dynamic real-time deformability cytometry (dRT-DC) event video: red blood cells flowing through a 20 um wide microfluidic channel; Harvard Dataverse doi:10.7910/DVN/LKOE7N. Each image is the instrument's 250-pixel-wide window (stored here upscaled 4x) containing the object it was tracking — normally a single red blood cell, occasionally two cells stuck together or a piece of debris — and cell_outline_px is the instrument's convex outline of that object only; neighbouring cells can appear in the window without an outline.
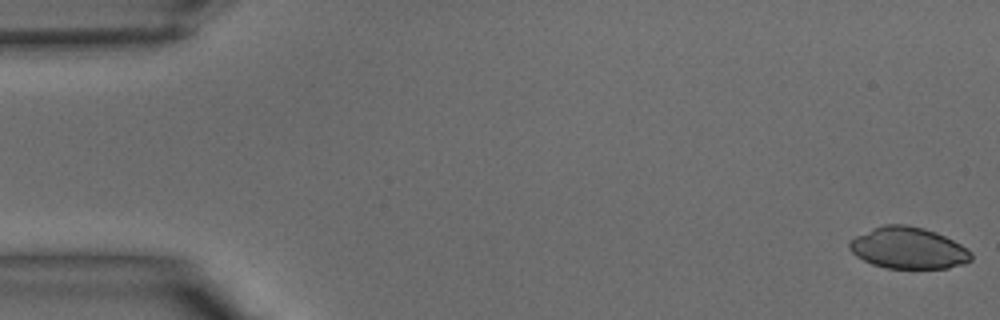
{"species": "common noctule bat (a hibernating species)", "species_latin": "Nyctalus noctula", "temperature_condition": "warm", "stored_images_in_passage": 40, "camera_frame_rate_fps": 3000, "um_per_image_px": 0.085, "animal": {"sex": "male", "body_mass_g": 15.6}, "frame": {"image": 1, "passage_image": 1, "time_ms": 0.0, "image_size_px": [1000, 320], "cell_outline_px": [[972, 260], [964, 264], [948, 268], [884, 268], [872, 264], [856, 256], [848, 248], [848, 240], [872, 228], [884, 224], [904, 224], [924, 228], [936, 232], [960, 244], [972, 252]], "centroid_in_image_um": [77.18, 21.08], "position_along_channel_um": 7.8, "area_um2": 29.59}}
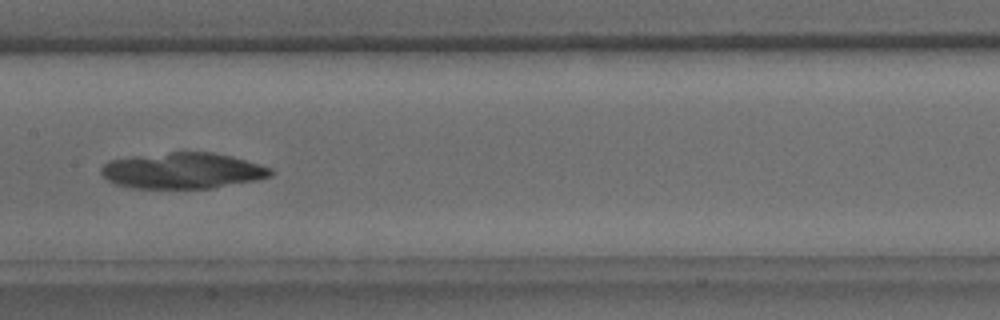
{"frame": {"image": 2, "passage_image": 20, "time_ms": 6.333, "image_size_px": [1000, 320], "cell_outline_px": [[272, 176], [256, 180], [212, 188], [132, 188], [116, 184], [108, 180], [100, 172], [100, 168], [108, 160], [132, 156], [172, 152], [212, 152], [232, 156], [260, 164], [272, 168]], "centroid_in_image_um": [15.52, 14.5], "position_along_channel_um": 191.9, "area_um2": 35.6}}
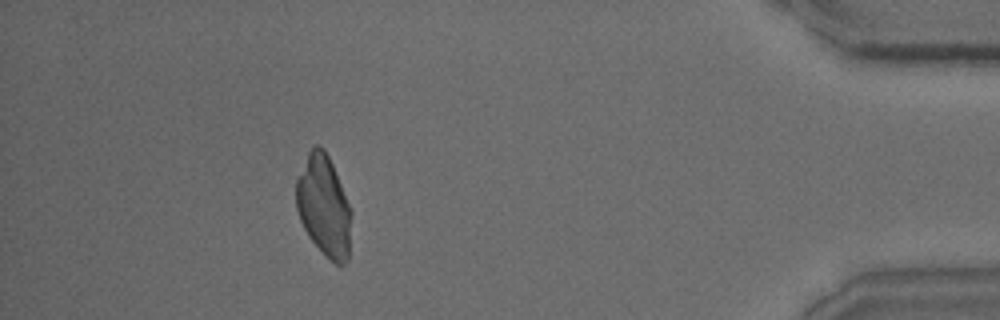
{"frame": {"image": 3, "passage_image": 36, "time_ms": 11.667, "image_size_px": [1000, 320], "cell_outline_px": [[352, 212], [348, 260], [344, 264], [336, 264], [308, 236], [300, 220], [296, 208], [296, 180], [308, 152], [316, 144], [324, 148], [332, 164]], "centroid_in_image_um": [27.53, 17.49], "position_along_channel_um": 407.7, "area_um2": 32.02}}